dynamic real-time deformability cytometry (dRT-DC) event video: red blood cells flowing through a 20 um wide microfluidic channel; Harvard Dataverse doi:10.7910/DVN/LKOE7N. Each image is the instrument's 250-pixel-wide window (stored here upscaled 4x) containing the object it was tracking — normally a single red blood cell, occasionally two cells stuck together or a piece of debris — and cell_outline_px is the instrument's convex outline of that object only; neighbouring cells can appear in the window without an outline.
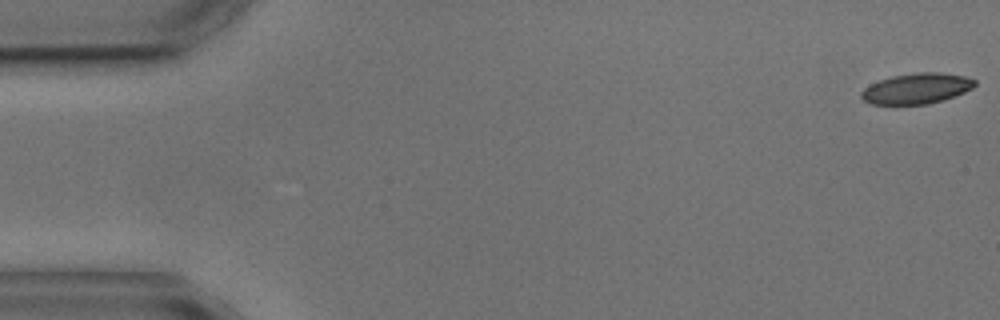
{"species": "common noctule bat (a hibernating species)", "species_latin": "Nyctalus noctula", "temperature_condition": "cold", "stored_images_in_passage": 5, "camera_frame_rate_fps": 3000, "um_per_image_px": 0.085, "animal": {"sex": "male", "body_mass_g": 17.9, "forearm_length_mm": 54.2}, "frame": {"image": 1, "passage_image": 1, "time_ms": 0.0, "image_size_px": [1000, 320], "cell_outline_px": [[976, 84], [972, 88], [964, 92], [944, 100], [928, 104], [872, 104], [864, 100], [860, 96], [860, 92], [864, 88], [880, 80], [892, 76], [916, 72], [940, 72], [964, 76], [976, 80]], "centroid_in_image_um": [77.92, 7.52], "position_along_channel_um": 7.1, "area_um2": 20.17}}
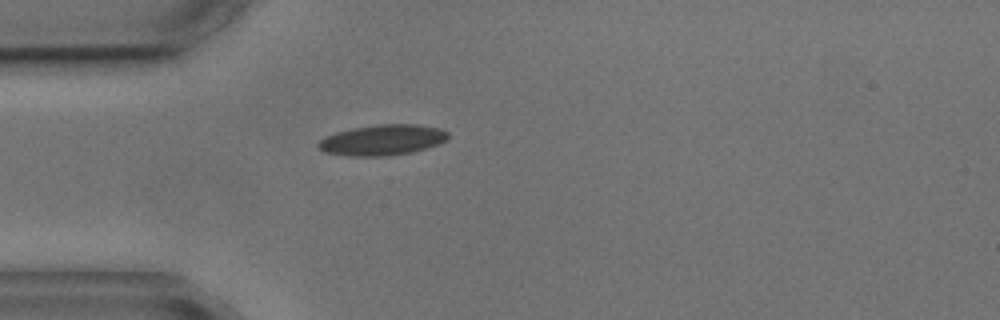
{"frame": {"image": 2, "passage_image": 5, "time_ms": 4.667, "image_size_px": [1000, 320], "cell_outline_px": [[448, 140], [412, 152], [384, 156], [348, 156], [324, 152], [316, 144], [320, 140], [336, 132], [352, 128], [380, 124], [416, 124], [440, 128], [448, 132]], "centroid_in_image_um": [32.51, 11.89], "position_along_channel_um": 52.5, "area_um2": 23.0}}